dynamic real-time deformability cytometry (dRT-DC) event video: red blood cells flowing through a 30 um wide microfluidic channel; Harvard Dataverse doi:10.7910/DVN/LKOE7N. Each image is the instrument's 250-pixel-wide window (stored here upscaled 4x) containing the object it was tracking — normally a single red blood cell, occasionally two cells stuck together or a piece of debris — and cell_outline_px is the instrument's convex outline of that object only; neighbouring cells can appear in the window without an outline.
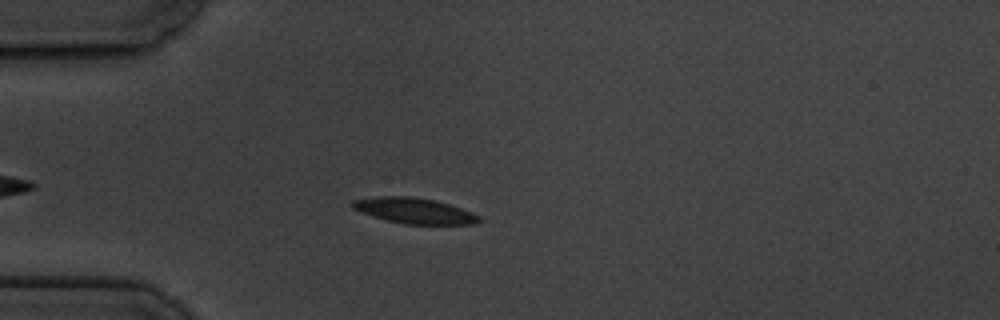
{"species": "common noctule bat (a hibernating species)", "species_latin": "Nyctalus noctula", "temperature_condition": "cold", "stored_images_in_passage": 2, "camera_frame_rate_fps": 3000, "um_per_image_px": 0.085, "animal": {"sex": "male", "body_mass_g": 19.5, "forearm_length_mm": 54.6}, "frame": {"image": 1, "passage_image": 2, "time_ms": 1.0, "image_size_px": [1000, 320], "cell_outline_px": [[484, 220], [476, 224], [404, 224], [372, 216], [352, 208], [348, 204], [352, 200], [376, 196], [408, 196], [432, 200], [448, 204], [460, 208], [480, 216]], "centroid_in_image_um": [35.19, 17.91], "position_along_channel_um": 49.8, "area_um2": 18.84}}